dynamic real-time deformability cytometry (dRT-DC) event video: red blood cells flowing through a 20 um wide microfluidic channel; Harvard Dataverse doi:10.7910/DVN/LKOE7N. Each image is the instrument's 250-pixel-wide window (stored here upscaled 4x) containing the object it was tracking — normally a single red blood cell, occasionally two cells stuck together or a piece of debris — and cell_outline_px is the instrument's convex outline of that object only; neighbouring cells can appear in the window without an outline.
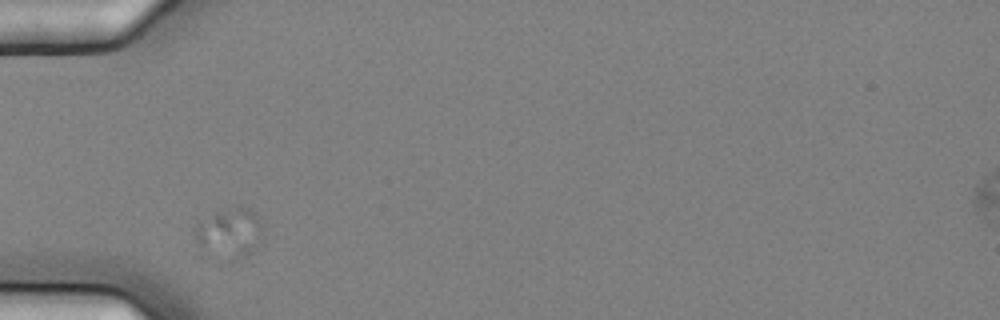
{"species": "common noctule bat (a hibernating species)", "species_latin": "Nyctalus noctula", "temperature_condition": "cold", "stored_images_in_passage": 2, "camera_frame_rate_fps": 3000, "um_per_image_px": 0.085, "animal": {"sex": "female", "body_mass_g": 25.1}, "frame": {"image": 1, "passage_image": 1, "time_ms": 0.0, "image_size_px": [1000, 320], "cell_outline_px": [[260, 240], [256, 248], [252, 252], [244, 256], [240, 256], [200, 244], [196, 240], [196, 224], [216, 212], [236, 208], [248, 208], [256, 212], [260, 224]], "centroid_in_image_um": [19.6, 19.66], "position_along_channel_um": 65.4, "area_um2": 17.28}}
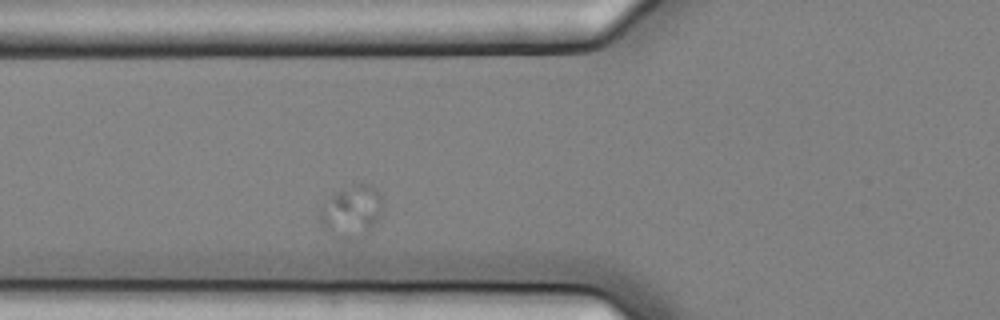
{"frame": {"image": 2, "passage_image": 2, "time_ms": 0.333, "image_size_px": [1000, 320], "cell_outline_px": [[384, 200], [380, 216], [372, 228], [324, 228], [320, 224], [320, 208], [336, 192], [352, 184], [372, 184], [380, 192]], "centroid_in_image_um": [29.98, 17.66], "position_along_channel_um": 95.8, "area_um2": 16.47}}